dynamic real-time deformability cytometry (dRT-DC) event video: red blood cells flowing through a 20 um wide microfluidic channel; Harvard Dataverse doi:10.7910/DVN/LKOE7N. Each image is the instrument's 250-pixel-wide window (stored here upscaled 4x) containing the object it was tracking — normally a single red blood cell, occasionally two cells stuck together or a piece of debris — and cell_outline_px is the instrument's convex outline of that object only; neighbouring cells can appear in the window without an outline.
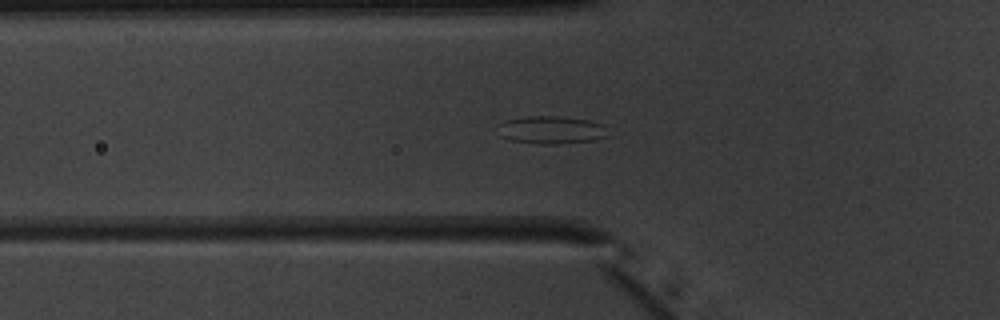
{"species": "common noctule bat (a hibernating species)", "species_latin": "Nyctalus noctula", "temperature_condition": "warm", "stored_images_in_passage": 53, "segment_of_instrument_passage": [1, 2], "camera_frame_rate_fps": 3000, "um_per_image_px": 0.085, "animal": {"sex": "male", "body_mass_g": 20.1, "forearm_length_mm": 53.5}, "frame": {"image": 1, "passage_image": 19, "time_ms": 6.0, "image_size_px": [1000, 320], "cell_outline_px": [[608, 136], [592, 140], [556, 144], [536, 144], [508, 140], [500, 136], [496, 124], [504, 120], [528, 116], [560, 116], [588, 120], [604, 124]], "centroid_in_image_um": [46.79, 11.04], "position_along_channel_um": 79.0, "area_um2": 18.09}}
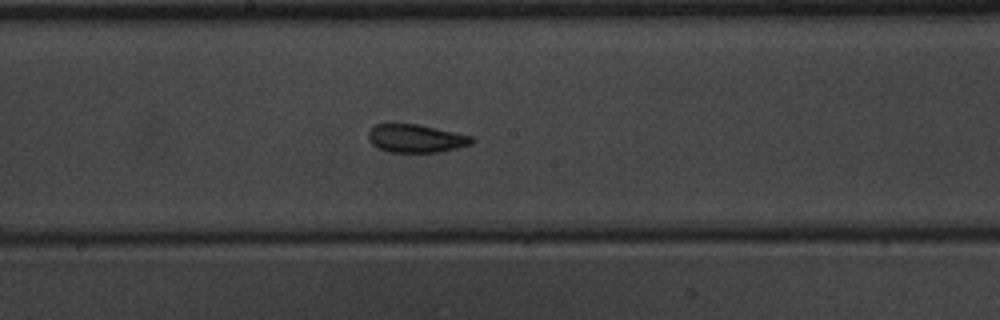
{"frame": {"image": 2, "passage_image": 29, "time_ms": 9.333, "image_size_px": [1000, 320], "cell_outline_px": [[476, 140], [472, 144], [456, 148], [436, 152], [388, 152], [372, 144], [368, 140], [368, 132], [376, 124], [416, 124], [436, 128], [472, 136]], "centroid_in_image_um": [35.36, 11.77], "position_along_channel_um": 212.8, "area_um2": 16.82}}
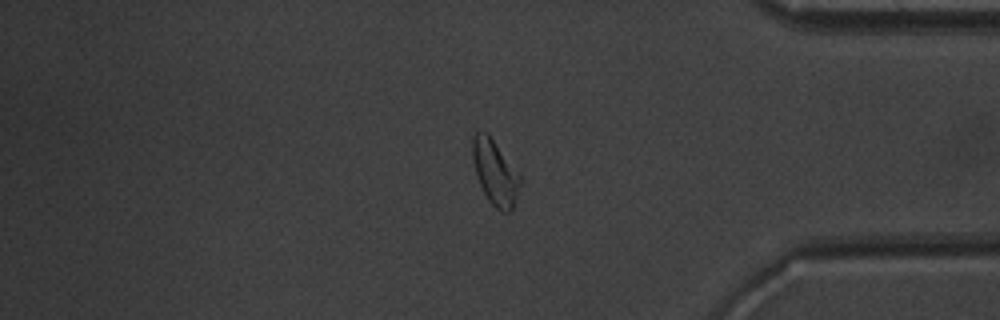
{"frame": {"image": 3, "passage_image": 44, "time_ms": 14.333, "image_size_px": [1000, 320], "cell_outline_px": [[524, 180], [512, 212], [504, 212], [496, 208], [488, 200], [480, 184], [472, 160], [472, 136], [476, 132], [488, 132]], "centroid_in_image_um": [42.12, 14.67], "position_along_channel_um": 393.1, "area_um2": 18.32}}